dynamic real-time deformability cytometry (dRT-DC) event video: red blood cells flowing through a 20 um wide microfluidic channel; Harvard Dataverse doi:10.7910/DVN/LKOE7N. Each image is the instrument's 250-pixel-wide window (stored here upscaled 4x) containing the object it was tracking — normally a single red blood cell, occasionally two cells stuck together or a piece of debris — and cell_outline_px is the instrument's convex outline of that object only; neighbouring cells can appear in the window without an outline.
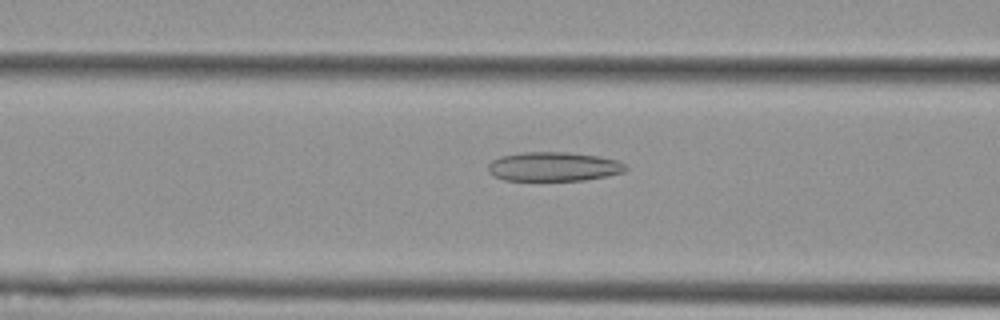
{"species": "Egyptian fruit bat (a non-hibernating species)", "species_latin": "Rousettus aegyptiacus", "temperature_condition": "cold", "stored_images_in_passage": 51, "camera_frame_rate_fps": 3000, "um_per_image_px": 0.085, "animal": {"sex": "female"}, "frame": {"image": 1, "passage_image": 22, "time_ms": 7.0, "image_size_px": [1000, 320], "cell_outline_px": [[628, 168], [624, 172], [584, 180], [504, 180], [492, 176], [488, 172], [488, 164], [492, 160], [500, 156], [520, 152], [568, 152], [600, 156], [616, 160], [624, 164]], "centroid_in_image_um": [47.01, 14.15], "position_along_channel_um": 119.6, "area_um2": 23.47}}
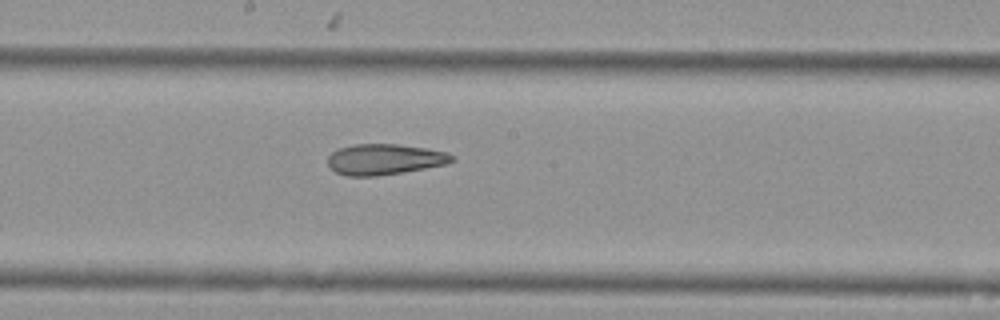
{"frame": {"image": 2, "passage_image": 30, "time_ms": 9.667, "image_size_px": [1000, 320], "cell_outline_px": [[456, 160], [448, 164], [376, 176], [348, 176], [336, 172], [328, 164], [328, 156], [332, 152], [340, 148], [352, 144], [400, 144], [428, 148], [448, 152], [456, 156]], "centroid_in_image_um": [32.74, 13.53], "position_along_channel_um": 215.5, "area_um2": 22.37}}
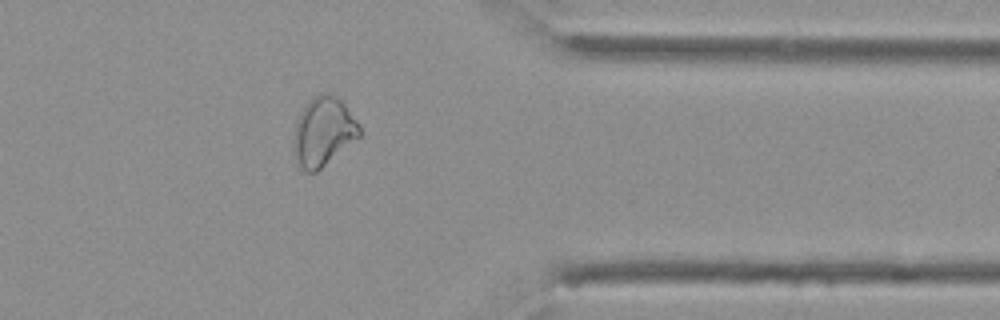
{"frame": {"image": 3, "passage_image": 45, "time_ms": 14.667, "image_size_px": [1000, 320], "cell_outline_px": [[360, 136], [316, 172], [308, 172], [300, 168], [292, 148], [292, 132], [296, 120], [300, 112], [308, 100], [312, 96], [320, 92], [328, 92], [336, 96], [344, 104], [356, 120], [360, 128]], "centroid_in_image_um": [27.42, 11.16], "position_along_channel_um": 384.0, "area_um2": 26.65}}